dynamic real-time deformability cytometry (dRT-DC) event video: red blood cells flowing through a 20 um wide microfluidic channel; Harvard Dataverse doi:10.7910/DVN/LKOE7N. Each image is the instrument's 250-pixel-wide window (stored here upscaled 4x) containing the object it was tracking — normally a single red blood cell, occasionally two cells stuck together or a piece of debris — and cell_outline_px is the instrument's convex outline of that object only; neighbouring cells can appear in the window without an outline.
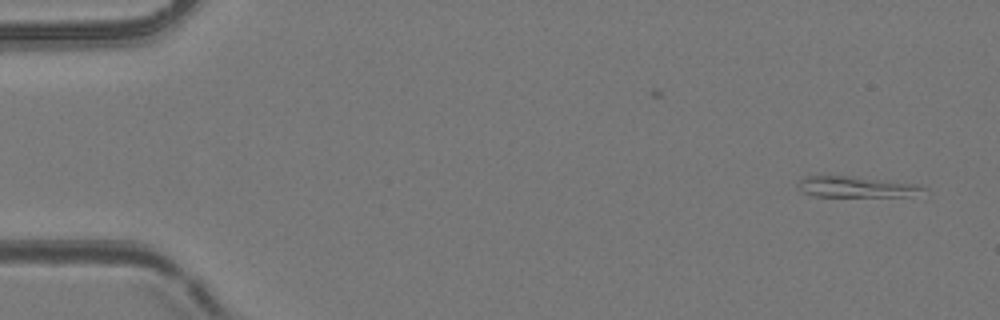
{"species": "common noctule bat (a hibernating species)", "species_latin": "Nyctalus noctula", "temperature_condition": "room temperature", "stored_images_in_passage": 2, "camera_frame_rate_fps": 3000, "um_per_image_px": 0.085, "animal": {"sex": "female", "body_mass_g": 24.6, "forearm_length_mm": 56.2}, "frame": {"image": 1, "passage_image": 2, "time_ms": 0.333, "image_size_px": [1000, 320], "cell_outline_px": [[928, 188], [908, 196], [816, 196], [804, 192], [796, 188], [796, 184], [800, 180], [808, 176], [852, 176], [920, 184]], "centroid_in_image_um": [72.76, 15.87], "position_along_channel_um": 12.2, "area_um2": 15.14}}